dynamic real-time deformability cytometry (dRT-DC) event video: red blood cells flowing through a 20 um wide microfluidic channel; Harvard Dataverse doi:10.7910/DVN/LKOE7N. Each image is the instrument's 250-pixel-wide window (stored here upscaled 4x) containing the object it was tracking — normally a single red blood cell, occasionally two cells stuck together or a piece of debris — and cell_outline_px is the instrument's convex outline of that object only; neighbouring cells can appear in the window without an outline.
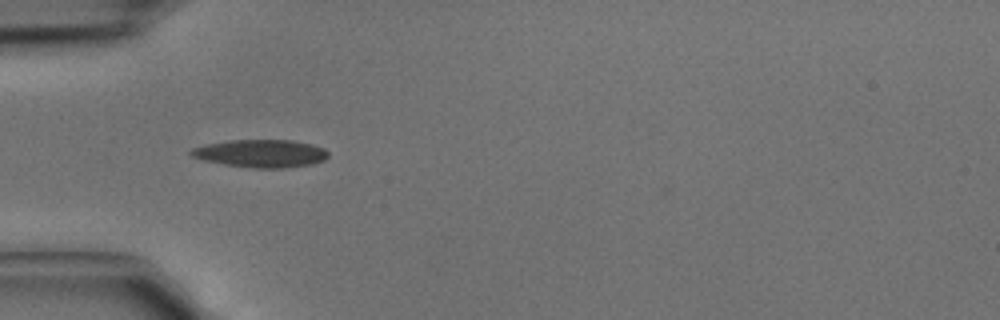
{"species": "common noctule bat (a hibernating species)", "species_latin": "Nyctalus noctula", "temperature_condition": "cold", "stored_images_in_passage": 2, "camera_frame_rate_fps": 3000, "um_per_image_px": 0.085, "animal": {"sex": "male", "body_mass_g": 15.6}, "frame": {"image": 1, "passage_image": 1, "time_ms": 0.0, "image_size_px": [1000, 320], "cell_outline_px": [[328, 156], [324, 160], [312, 164], [284, 168], [252, 168], [224, 164], [204, 160], [192, 156], [188, 152], [192, 148], [208, 144], [232, 140], [292, 140], [312, 144], [324, 148], [328, 152]], "centroid_in_image_um": [22.2, 13.04], "position_along_channel_um": 62.8, "area_um2": 22.14}}